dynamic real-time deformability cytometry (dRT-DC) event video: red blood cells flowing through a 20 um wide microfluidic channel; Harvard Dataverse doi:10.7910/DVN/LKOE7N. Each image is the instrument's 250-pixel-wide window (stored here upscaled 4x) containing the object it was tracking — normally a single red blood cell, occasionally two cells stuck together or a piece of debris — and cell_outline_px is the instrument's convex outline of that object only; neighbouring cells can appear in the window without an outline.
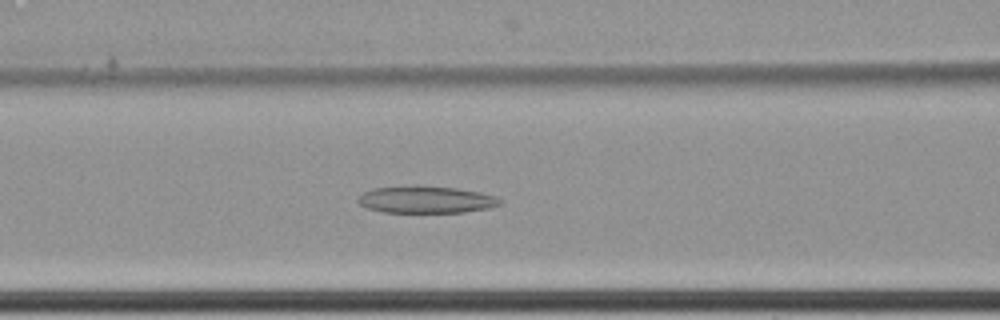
{"species": "common noctule bat (a hibernating species)", "species_latin": "Nyctalus noctula", "temperature_condition": "cold", "stored_images_in_passage": 53, "camera_frame_rate_fps": 3000, "um_per_image_px": 0.085, "animal": {"sex": "female", "body_mass_g": 22.7, "forearm_length_mm": 54.2}, "frame": {"image": 1, "passage_image": 18, "time_ms": 5.667, "image_size_px": [1000, 320], "cell_outline_px": [[504, 200], [500, 204], [488, 208], [464, 212], [384, 212], [368, 208], [360, 204], [356, 200], [364, 192], [372, 188], [456, 188], [480, 192], [496, 196]], "centroid_in_image_um": [36.27, 17.0], "position_along_channel_um": 130.3, "area_um2": 21.44}}
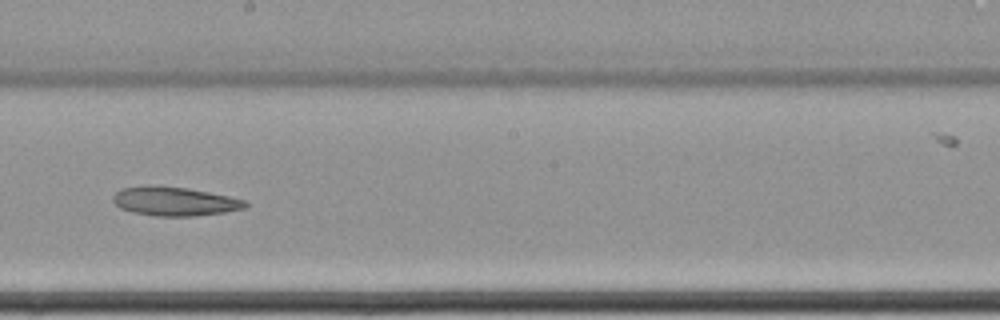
{"frame": {"image": 2, "passage_image": 27, "time_ms": 8.667, "image_size_px": [1000, 320], "cell_outline_px": [[248, 208], [224, 212], [192, 216], [152, 216], [132, 212], [120, 208], [112, 200], [112, 196], [120, 188], [148, 184], [188, 188], [228, 196], [244, 200], [248, 204]], "centroid_in_image_um": [14.79, 17.1], "position_along_channel_um": 233.4, "area_um2": 22.54}}
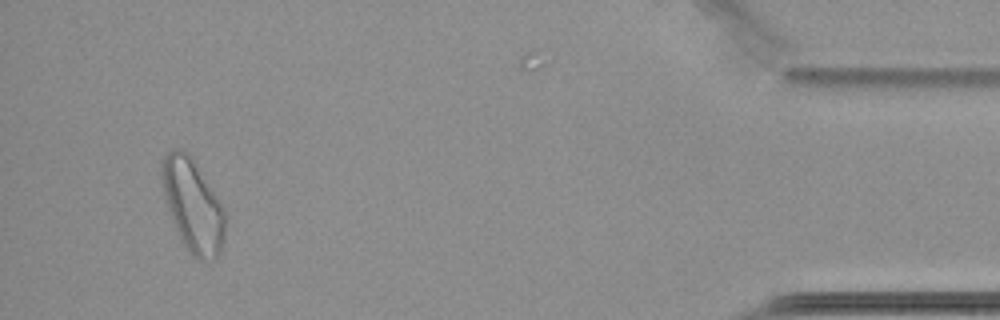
{"frame": {"image": 3, "passage_image": 49, "time_ms": 16.0, "image_size_px": [1000, 320], "cell_outline_px": [[228, 220], [224, 240], [220, 252], [212, 260], [196, 260], [192, 256], [184, 244], [168, 212], [160, 176], [160, 160], [172, 148], [180, 148], [188, 152], [192, 156], [224, 208]], "centroid_in_image_um": [16.39, 17.44], "position_along_channel_um": 418.8, "area_um2": 34.8}}